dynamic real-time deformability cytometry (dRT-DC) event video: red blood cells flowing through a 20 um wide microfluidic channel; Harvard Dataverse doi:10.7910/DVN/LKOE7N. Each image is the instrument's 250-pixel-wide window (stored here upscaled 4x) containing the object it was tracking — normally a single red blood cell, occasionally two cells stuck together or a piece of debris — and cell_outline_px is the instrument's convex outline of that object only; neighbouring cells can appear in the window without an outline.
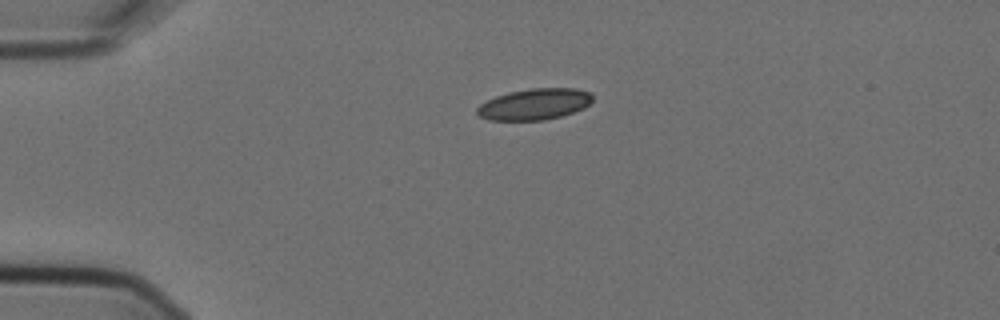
{"species": "Egyptian fruit bat (a non-hibernating species)", "species_latin": "Rousettus aegyptiacus", "temperature_condition": "cold", "stored_images_in_passage": 2, "camera_frame_rate_fps": 3000, "um_per_image_px": 0.085, "animal": {"sex": "female"}, "frame": {"image": 1, "passage_image": 1, "time_ms": 0.0, "image_size_px": [1000, 320], "cell_outline_px": [[592, 100], [584, 108], [560, 116], [544, 120], [488, 120], [480, 116], [476, 112], [476, 108], [480, 104], [496, 96], [508, 92], [532, 88], [576, 88], [592, 92]], "centroid_in_image_um": [45.43, 8.85], "position_along_channel_um": 39.6, "area_um2": 20.98}}